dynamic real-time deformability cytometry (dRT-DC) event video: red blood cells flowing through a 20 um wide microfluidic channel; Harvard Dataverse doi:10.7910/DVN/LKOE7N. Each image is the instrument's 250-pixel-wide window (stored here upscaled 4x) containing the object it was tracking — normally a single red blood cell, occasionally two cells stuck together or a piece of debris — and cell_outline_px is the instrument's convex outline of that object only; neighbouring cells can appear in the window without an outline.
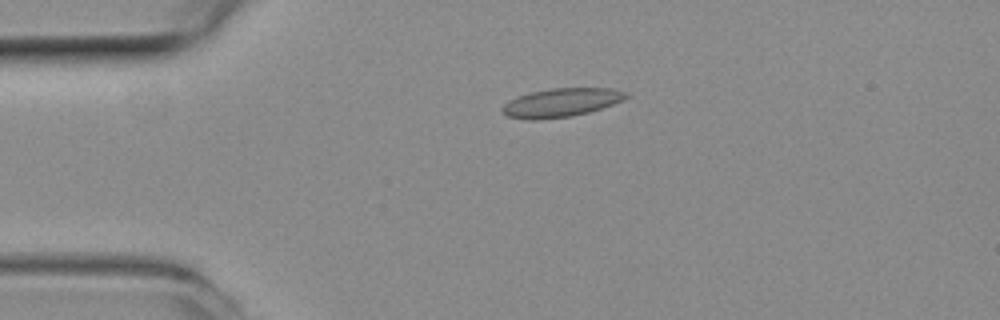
{"species": "common noctule bat (a hibernating species)", "species_latin": "Nyctalus noctula", "temperature_condition": "room temperature", "stored_images_in_passage": 33, "camera_frame_rate_fps": 3000, "um_per_image_px": 0.085, "animal": {"sex": "female", "body_mass_g": 19.3, "forearm_length_mm": 54.1}, "frame": {"image": 1, "passage_image": 3, "time_ms": 0.667, "image_size_px": [1000, 320], "cell_outline_px": [[628, 96], [624, 100], [588, 112], [572, 116], [540, 120], [532, 120], [508, 116], [500, 108], [504, 104], [520, 96], [532, 92], [552, 88], [612, 88], [628, 92]], "centroid_in_image_um": [47.74, 8.72], "position_along_channel_um": 37.3, "area_um2": 20.4}}
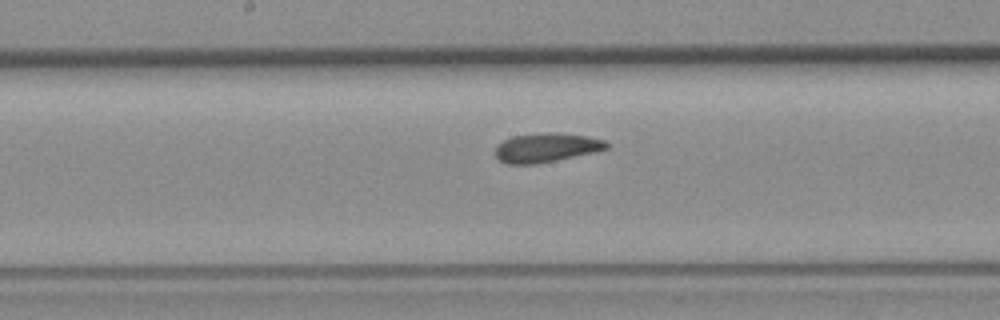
{"frame": {"image": 2, "passage_image": 18, "time_ms": 5.667, "image_size_px": [1000, 320], "cell_outline_px": [[608, 148], [596, 152], [556, 160], [532, 164], [508, 164], [500, 160], [496, 156], [496, 148], [504, 140], [512, 136], [544, 132], [560, 132], [588, 136], [604, 140], [608, 144]], "centroid_in_image_um": [46.47, 12.53], "position_along_channel_um": 201.7, "area_um2": 18.84}}
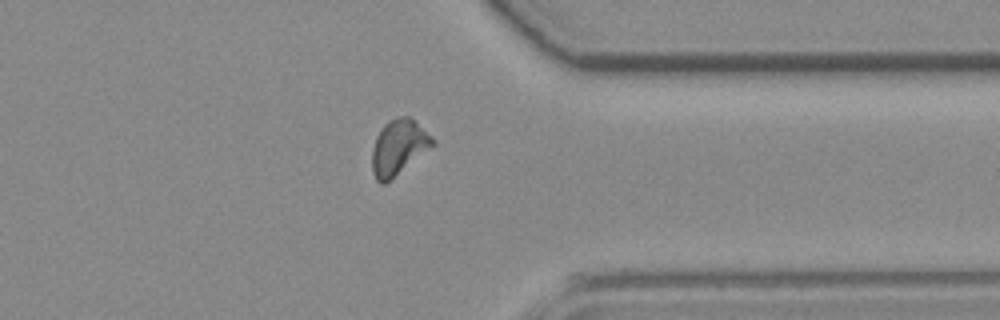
{"frame": {"image": 3, "passage_image": 32, "time_ms": 10.333, "image_size_px": [1000, 320], "cell_outline_px": [[436, 144], [384, 184], [380, 184], [376, 180], [372, 172], [372, 148], [376, 136], [384, 124], [388, 120], [396, 116], [408, 116], [432, 136], [436, 140]], "centroid_in_image_um": [33.87, 12.51], "position_along_channel_um": 377.5, "area_um2": 19.42}}